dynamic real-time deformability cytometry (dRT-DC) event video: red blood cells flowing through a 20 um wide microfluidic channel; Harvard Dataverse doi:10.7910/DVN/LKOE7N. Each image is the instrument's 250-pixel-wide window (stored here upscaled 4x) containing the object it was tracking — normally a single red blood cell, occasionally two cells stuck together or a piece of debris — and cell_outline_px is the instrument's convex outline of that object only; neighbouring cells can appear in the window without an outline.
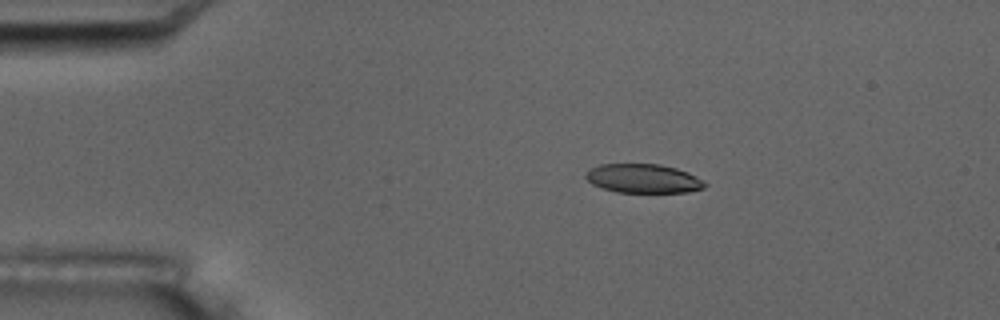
{"species": "common noctule bat (a hibernating species)", "species_latin": "Nyctalus noctula", "temperature_condition": "room temperature", "stored_images_in_passage": 6, "camera_frame_rate_fps": 3000, "um_per_image_px": 0.085, "animal": {"sex": "male", "body_mass_g": 17.5, "forearm_length_mm": 52.3}, "frame": {"image": 1, "passage_image": 3, "time_ms": 2.333, "image_size_px": [1000, 320], "cell_outline_px": [[708, 184], [704, 188], [688, 192], [616, 192], [592, 184], [584, 176], [584, 172], [588, 168], [600, 164], [660, 164], [676, 168], [688, 172], [704, 180]], "centroid_in_image_um": [54.67, 15.16], "position_along_channel_um": 30.3, "area_um2": 20.29}}
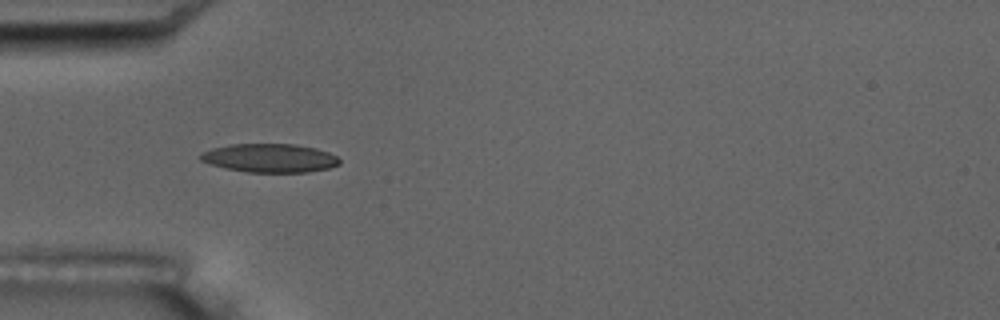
{"frame": {"image": 2, "passage_image": 5, "time_ms": 4.667, "image_size_px": [1000, 320], "cell_outline_px": [[340, 164], [328, 168], [308, 172], [248, 172], [224, 168], [200, 160], [196, 156], [200, 152], [212, 148], [232, 144], [296, 144], [316, 148], [328, 152], [336, 156], [340, 160]], "centroid_in_image_um": [22.9, 13.43], "position_along_channel_um": 62.1, "area_um2": 23.29}}